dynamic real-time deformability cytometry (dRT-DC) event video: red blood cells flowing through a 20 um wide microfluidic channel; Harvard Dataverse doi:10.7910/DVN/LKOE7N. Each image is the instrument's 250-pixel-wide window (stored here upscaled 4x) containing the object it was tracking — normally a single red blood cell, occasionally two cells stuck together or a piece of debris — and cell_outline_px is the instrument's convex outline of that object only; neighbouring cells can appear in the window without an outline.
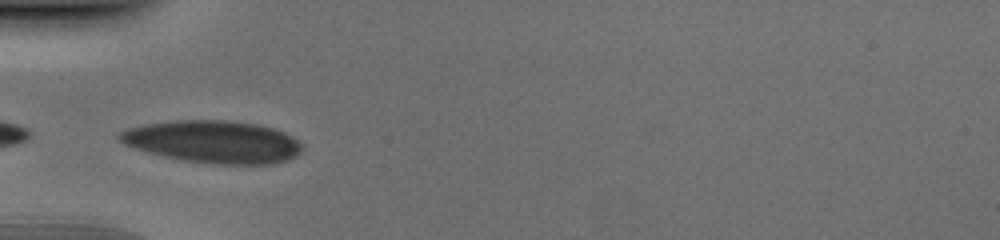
{"species": "human", "species_latin": "Homo sapiens", "temperature_condition": "cold", "stored_images_in_passage": 28, "camera_frame_rate_fps": 3000, "um_per_image_px": 0.085, "donor": {"sex": "male"}, "frame": {"image": 1, "passage_image": 1, "time_ms": 0.0, "image_size_px": [1000, 240], "cell_outline_px": [[304, 148], [296, 156], [288, 160], [272, 164], [212, 164], [180, 160], [148, 152], [124, 144], [116, 140], [116, 136], [120, 132], [128, 128], [144, 124], [172, 120], [224, 120], [256, 124], [272, 128], [284, 132], [292, 136]], "centroid_in_image_um": [18.09, 12.05], "position_along_channel_um": 66.9, "area_um2": 45.32}}
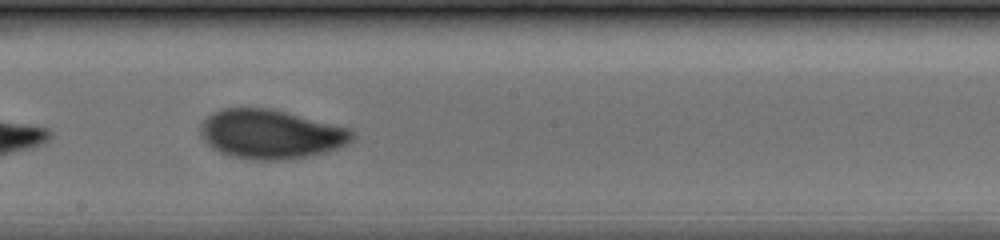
{"frame": {"image": 2, "passage_image": 13, "time_ms": 4.0, "image_size_px": [1000, 240], "cell_outline_px": [[356, 136], [348, 144], [324, 152], [308, 156], [284, 160], [252, 160], [232, 156], [220, 152], [212, 148], [200, 136], [200, 124], [212, 112], [220, 108], [272, 108], [352, 128]], "centroid_in_image_um": [23.03, 11.39], "position_along_channel_um": 225.2, "area_um2": 43.93}}
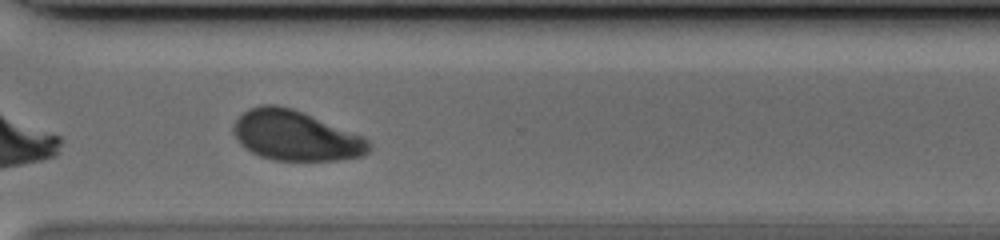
{"frame": {"image": 3, "passage_image": 22, "time_ms": 7.0, "image_size_px": [1000, 240], "cell_outline_px": [[372, 148], [364, 156], [340, 160], [272, 160], [260, 156], [244, 148], [236, 140], [232, 132], [232, 128], [236, 120], [248, 108], [260, 104], [276, 104], [292, 108], [364, 136], [372, 144]], "centroid_in_image_um": [25.13, 11.53], "position_along_channel_um": 345.5, "area_um2": 39.82}}